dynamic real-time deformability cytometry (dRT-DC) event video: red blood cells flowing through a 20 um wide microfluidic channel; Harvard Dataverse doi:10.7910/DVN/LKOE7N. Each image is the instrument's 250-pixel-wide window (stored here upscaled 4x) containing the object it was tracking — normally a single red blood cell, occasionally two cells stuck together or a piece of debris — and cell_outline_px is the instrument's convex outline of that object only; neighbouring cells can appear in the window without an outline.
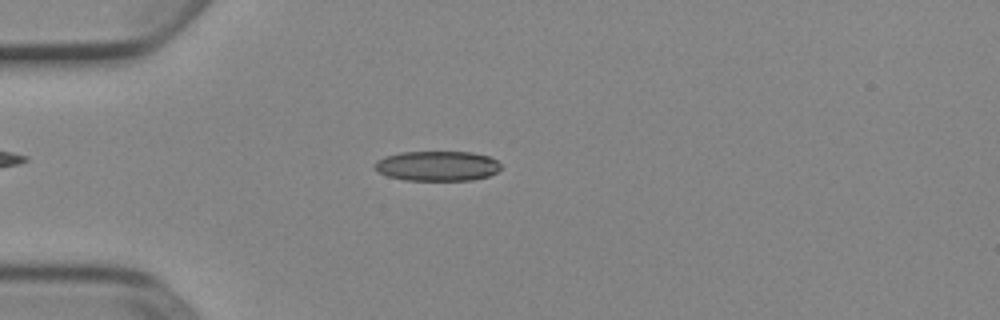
{"species": "Egyptian fruit bat (a non-hibernating species)", "species_latin": "Rousettus aegyptiacus", "temperature_condition": "cold", "stored_images_in_passage": 39, "camera_frame_rate_fps": 3000, "um_per_image_px": 0.085, "animal": {"sex": "female"}, "frame": {"image": 1, "passage_image": 1, "time_ms": 0.0, "image_size_px": [1000, 320], "cell_outline_px": [[500, 168], [496, 172], [488, 176], [472, 180], [404, 180], [388, 176], [376, 172], [372, 168], [372, 164], [376, 160], [384, 156], [400, 152], [472, 152], [488, 156], [496, 160], [500, 164]], "centroid_in_image_um": [37.09, 14.1], "position_along_channel_um": 47.9, "area_um2": 22.25}}
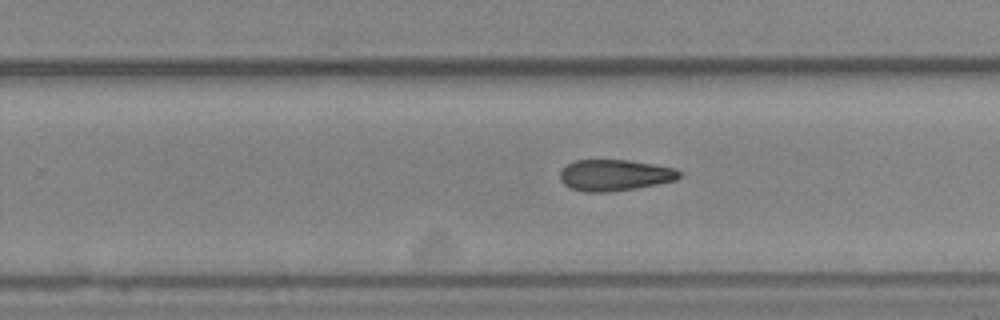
{"frame": {"image": 2, "passage_image": 20, "time_ms": 6.333, "image_size_px": [1000, 320], "cell_outline_px": [[680, 176], [676, 180], [636, 188], [608, 192], [584, 192], [572, 188], [564, 184], [560, 180], [560, 172], [568, 164], [576, 160], [628, 160], [676, 168], [680, 172]], "centroid_in_image_um": [52.25, 14.89], "position_along_channel_um": 277.6, "area_um2": 21.56}}
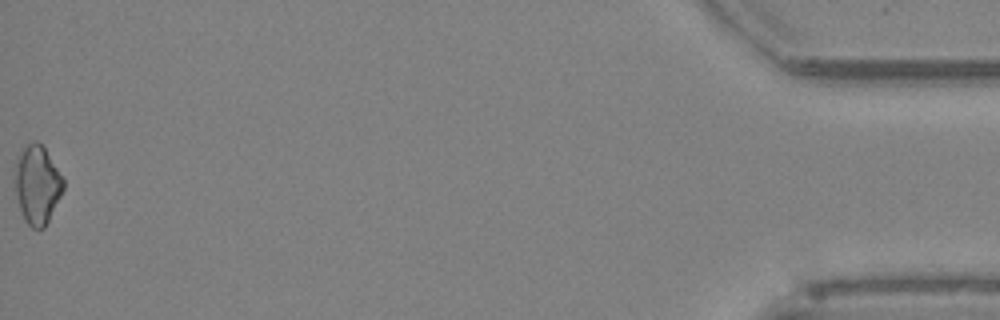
{"frame": {"image": 3, "passage_image": 39, "time_ms": 12.667, "image_size_px": [1000, 320], "cell_outline_px": [[64, 188], [44, 228], [32, 228], [24, 220], [16, 196], [12, 176], [16, 160], [24, 148], [32, 140], [36, 140], [44, 148], [64, 180]], "centroid_in_image_um": [3.12, 15.69], "position_along_channel_um": 432.1, "area_um2": 22.02}}